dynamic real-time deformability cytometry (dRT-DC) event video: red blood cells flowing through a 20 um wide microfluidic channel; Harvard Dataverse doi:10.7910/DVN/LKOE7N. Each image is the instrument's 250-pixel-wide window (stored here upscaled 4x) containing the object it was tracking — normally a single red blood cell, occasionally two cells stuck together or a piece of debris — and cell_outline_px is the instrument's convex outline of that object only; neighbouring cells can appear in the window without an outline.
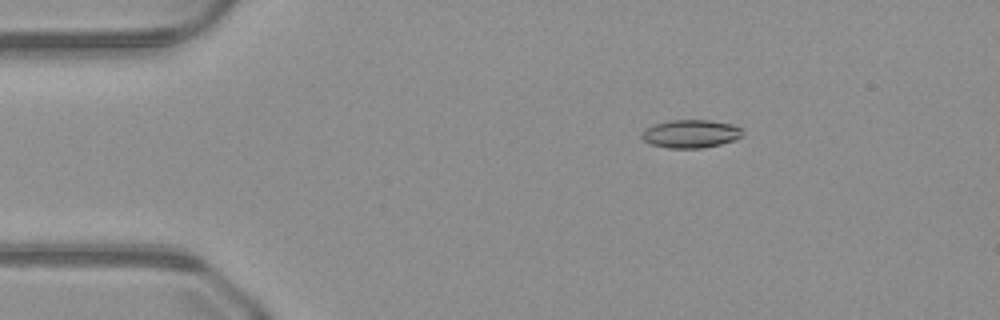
{"species": "common noctule bat (a hibernating species)", "species_latin": "Nyctalus noctula", "temperature_condition": "warm", "stored_images_in_passage": 46, "camera_frame_rate_fps": 3000, "um_per_image_px": 0.085, "animal": {"sex": "male", "body_mass_g": 23.1, "forearm_length_mm": 52.7}, "frame": {"image": 1, "passage_image": 5, "time_ms": 1.333, "image_size_px": [1000, 320], "cell_outline_px": [[744, 136], [720, 144], [704, 148], [668, 148], [652, 144], [644, 140], [640, 136], [648, 128], [656, 124], [668, 120], [708, 120], [732, 124], [740, 128], [744, 132]], "centroid_in_image_um": [58.75, 11.37], "position_along_channel_um": 26.2, "area_um2": 16.36}}
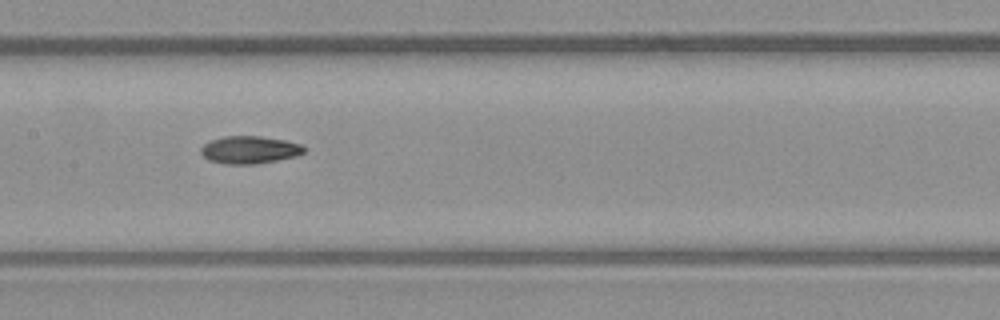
{"frame": {"image": 2, "passage_image": 21, "time_ms": 6.667, "image_size_px": [1000, 320], "cell_outline_px": [[304, 152], [296, 156], [256, 164], [228, 164], [208, 160], [200, 152], [200, 148], [204, 144], [212, 140], [224, 136], [260, 136], [284, 140], [300, 144], [304, 148]], "centroid_in_image_um": [21.19, 12.73], "position_along_channel_um": 186.2, "area_um2": 16.42}}
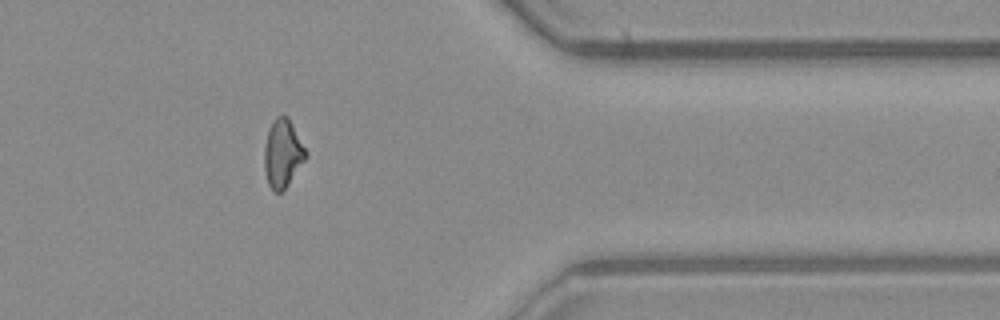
{"frame": {"image": 3, "passage_image": 37, "time_ms": 12.0, "image_size_px": [1000, 320], "cell_outline_px": [[308, 156], [288, 184], [280, 192], [272, 192], [268, 184], [264, 168], [264, 148], [268, 128], [272, 120], [276, 116], [288, 116], [308, 152]], "centroid_in_image_um": [24.02, 13.03], "position_along_channel_um": 387.4, "area_um2": 16.65}}